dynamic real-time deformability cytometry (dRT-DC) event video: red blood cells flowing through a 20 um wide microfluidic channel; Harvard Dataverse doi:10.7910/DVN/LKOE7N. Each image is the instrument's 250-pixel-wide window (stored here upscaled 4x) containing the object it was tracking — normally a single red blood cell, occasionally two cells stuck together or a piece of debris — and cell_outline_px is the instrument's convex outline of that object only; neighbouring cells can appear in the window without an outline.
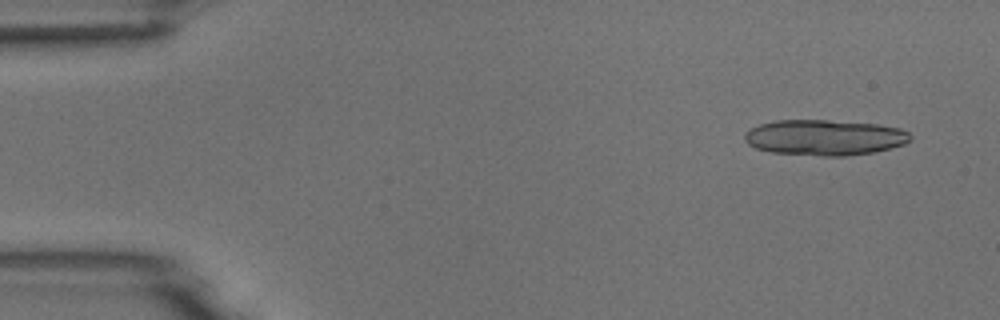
{"species": "common noctule bat (a hibernating species)", "species_latin": "Nyctalus noctula", "temperature_condition": "room temperature", "stored_images_in_passage": 5, "camera_frame_rate_fps": 3000, "um_per_image_px": 0.085, "animal": {"sex": "male", "body_mass_g": 18.8}, "frame": {"image": 1, "passage_image": 1, "time_ms": 0.0, "image_size_px": [1000, 320], "cell_outline_px": [[912, 140], [904, 144], [872, 152], [844, 156], [820, 156], [772, 152], [756, 148], [748, 144], [744, 140], [744, 136], [752, 128], [760, 124], [776, 120], [828, 120], [876, 124], [900, 128], [908, 132], [912, 136]], "centroid_in_image_um": [70.1, 11.68], "position_along_channel_um": 14.9, "area_um2": 34.28}}
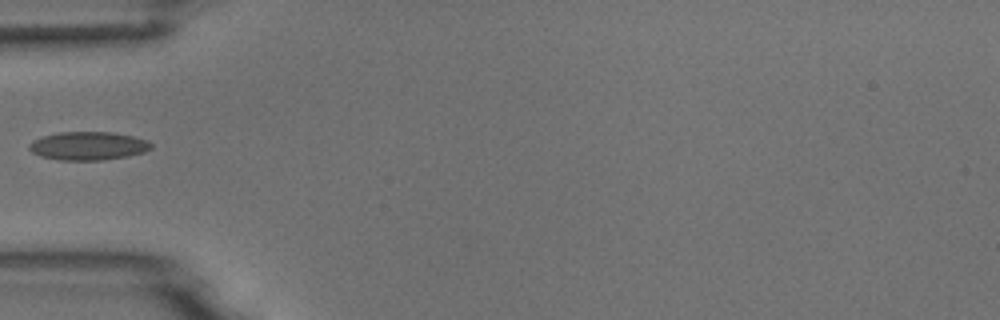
{"frame": {"image": 2, "passage_image": 5, "time_ms": 4.667, "image_size_px": [1000, 320], "cell_outline_px": [[152, 148], [144, 152], [128, 156], [104, 160], [60, 160], [40, 156], [32, 152], [28, 148], [28, 144], [32, 140], [44, 136], [60, 132], [112, 132], [132, 136], [148, 140], [152, 144]], "centroid_in_image_um": [7.5, 12.4], "position_along_channel_um": 77.5, "area_um2": 20.23}}